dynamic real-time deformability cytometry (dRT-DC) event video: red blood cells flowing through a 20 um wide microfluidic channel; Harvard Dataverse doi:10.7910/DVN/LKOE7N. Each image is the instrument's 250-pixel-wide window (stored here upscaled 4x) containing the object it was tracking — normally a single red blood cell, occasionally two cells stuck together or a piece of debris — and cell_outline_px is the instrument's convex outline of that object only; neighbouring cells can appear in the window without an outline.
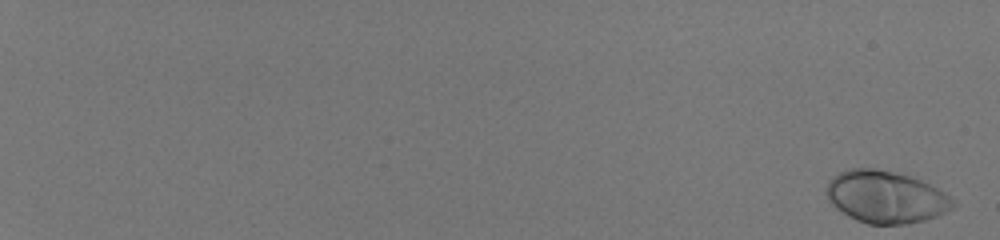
{"species": "human", "species_latin": "Homo sapiens", "temperature_condition": "room temperature", "stored_images_in_passage": 55, "camera_frame_rate_fps": 3000, "um_per_image_px": 0.085, "donor": {"sex": "male"}, "frame": {"image": 1, "passage_image": 1, "time_ms": 0.0, "image_size_px": [1000, 240], "cell_outline_px": [[956, 204], [952, 208], [936, 216], [924, 220], [908, 224], [868, 224], [856, 220], [848, 216], [836, 208], [828, 200], [824, 192], [824, 188], [828, 180], [832, 176], [840, 172], [852, 168], [876, 168], [912, 176], [944, 192], [956, 200]], "centroid_in_image_um": [75.25, 16.73], "position_along_channel_um": 9.7, "area_um2": 38.78}}
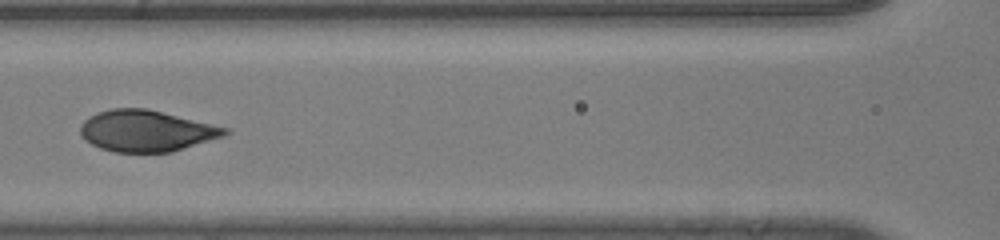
{"frame": {"image": 2, "passage_image": 32, "time_ms": 10.333, "image_size_px": [1000, 240], "cell_outline_px": [[232, 132], [224, 136], [172, 152], [112, 152], [100, 148], [84, 140], [80, 132], [80, 124], [88, 116], [96, 112], [112, 108], [148, 108], [228, 128]], "centroid_in_image_um": [12.42, 11.12], "position_along_channel_um": 154.2, "area_um2": 35.03}}
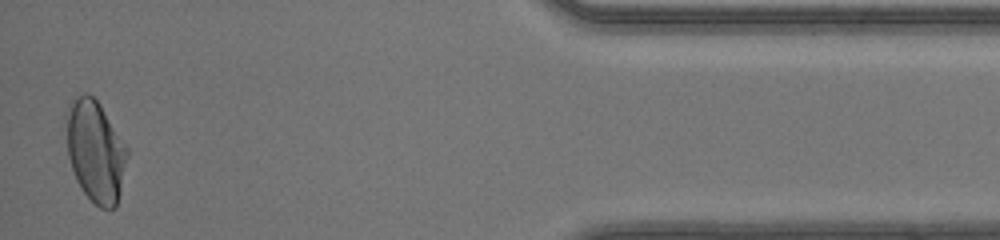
{"frame": {"image": 3, "passage_image": 55, "time_ms": 18.0, "image_size_px": [1000, 240], "cell_outline_px": [[128, 156], [120, 192], [116, 208], [100, 208], [84, 192], [76, 180], [68, 156], [64, 116], [64, 112], [72, 100], [76, 96], [84, 92], [88, 92], [100, 104], [128, 148]], "centroid_in_image_um": [8.09, 12.8], "position_along_channel_um": 427.1, "area_um2": 36.36}, "authors_computed_cell_mechanics": {"area_um2": 35.547, "velocity_mm_per_s": 4.1803, "shape_relaxation_time_tau1_ms": 3.0871, "shape_relaxation_time_tau2_ms": null, "deformation_change_tau1": 0.1737, "deformation_change_tau2": null}}